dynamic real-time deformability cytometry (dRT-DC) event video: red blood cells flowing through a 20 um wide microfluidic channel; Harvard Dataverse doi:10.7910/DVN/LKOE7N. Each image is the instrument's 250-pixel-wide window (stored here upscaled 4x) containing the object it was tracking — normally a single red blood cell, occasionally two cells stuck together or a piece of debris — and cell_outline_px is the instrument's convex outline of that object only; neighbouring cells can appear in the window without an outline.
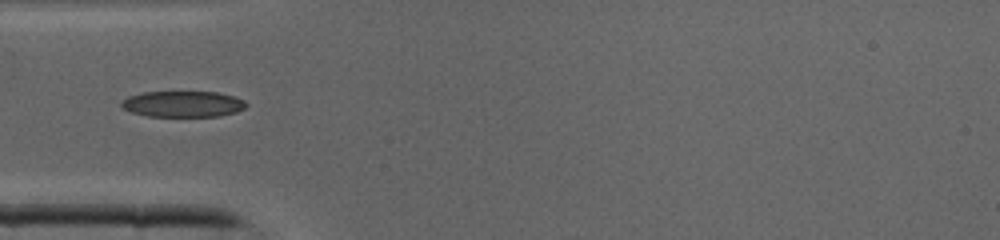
{"species": "common noctule bat (a hibernating species)", "species_latin": "Nyctalus noctula", "temperature_condition": "cold", "stored_images_in_passage": 30, "camera_frame_rate_fps": 3000, "um_per_image_px": 0.085, "animal": {"sex": "male", "body_mass_g": 19.0, "forearm_length_mm": 50.8}, "frame": {"image": 1, "passage_image": 1, "time_ms": 0.0, "image_size_px": [1000, 240], "cell_outline_px": [[248, 104], [244, 108], [236, 112], [220, 116], [148, 116], [132, 112], [124, 108], [120, 104], [128, 96], [144, 92], [216, 92], [236, 96], [244, 100]], "centroid_in_image_um": [15.59, 8.84], "position_along_channel_um": 69.4, "area_um2": 18.84}}
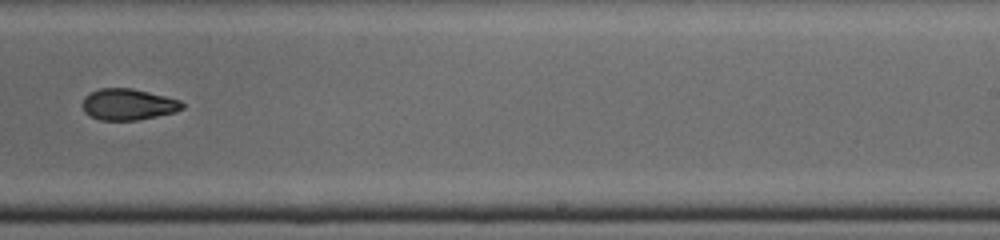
{"frame": {"image": 2, "passage_image": 14, "time_ms": 4.333, "image_size_px": [1000, 240], "cell_outline_px": [[184, 108], [176, 112], [136, 120], [100, 120], [84, 112], [84, 96], [100, 88], [132, 88], [180, 100], [184, 104]], "centroid_in_image_um": [10.91, 8.87], "position_along_channel_um": 278.1, "area_um2": 17.98}}
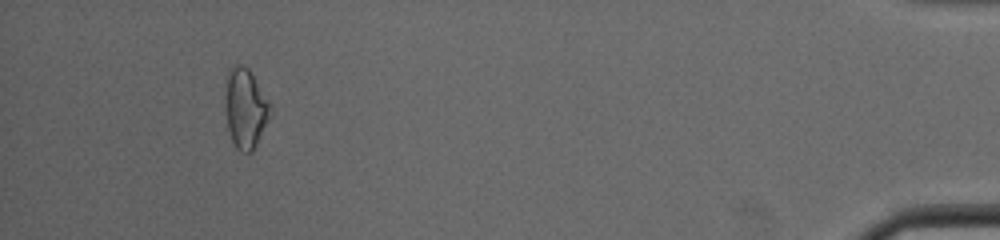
{"frame": {"image": 3, "passage_image": 27, "time_ms": 8.667, "image_size_px": [1000, 240], "cell_outline_px": [[268, 108], [264, 124], [256, 144], [252, 152], [240, 152], [236, 148], [232, 140], [228, 128], [224, 108], [224, 100], [228, 72], [236, 64], [240, 64], [248, 68], [268, 104]], "centroid_in_image_um": [20.76, 9.22], "position_along_channel_um": 414.4, "area_um2": 19.83}}